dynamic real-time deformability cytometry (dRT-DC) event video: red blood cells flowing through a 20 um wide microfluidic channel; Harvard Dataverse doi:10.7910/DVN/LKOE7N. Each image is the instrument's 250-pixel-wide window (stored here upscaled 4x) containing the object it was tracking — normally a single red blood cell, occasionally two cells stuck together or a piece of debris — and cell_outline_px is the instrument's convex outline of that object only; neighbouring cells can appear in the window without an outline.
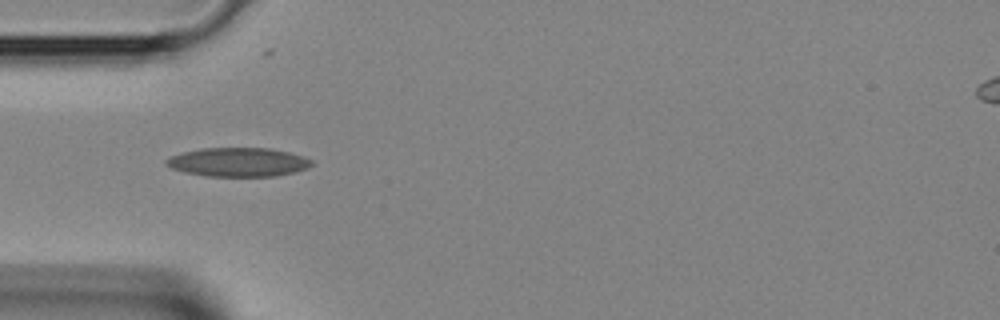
{"species": "Egyptian fruit bat (a non-hibernating species)", "species_latin": "Rousettus aegyptiacus", "temperature_condition": "room temperature", "stored_images_in_passage": 2, "camera_frame_rate_fps": 3000, "um_per_image_px": 0.085, "animal": {"sex": "female"}, "frame": {"image": 1, "passage_image": 1, "time_ms": 0.0, "image_size_px": [1000, 320], "cell_outline_px": [[312, 164], [308, 168], [276, 176], [204, 176], [184, 172], [172, 168], [164, 164], [164, 160], [172, 156], [184, 152], [200, 148], [268, 148], [288, 152], [304, 156], [312, 160]], "centroid_in_image_um": [20.23, 13.78], "position_along_channel_um": 64.8, "area_um2": 24.45}}
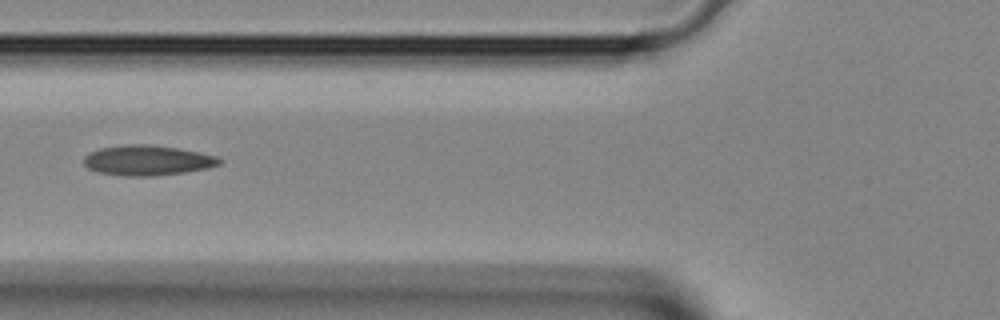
{"frame": {"image": 2, "passage_image": 2, "time_ms": 0.333, "image_size_px": [1000, 320], "cell_outline_px": [[224, 160], [220, 164], [208, 168], [184, 172], [152, 176], [124, 176], [96, 172], [88, 168], [84, 164], [84, 156], [100, 148], [128, 144], [148, 144], [176, 148], [200, 152], [216, 156]], "centroid_in_image_um": [12.54, 13.63], "position_along_channel_um": 113.3, "area_um2": 23.81}}